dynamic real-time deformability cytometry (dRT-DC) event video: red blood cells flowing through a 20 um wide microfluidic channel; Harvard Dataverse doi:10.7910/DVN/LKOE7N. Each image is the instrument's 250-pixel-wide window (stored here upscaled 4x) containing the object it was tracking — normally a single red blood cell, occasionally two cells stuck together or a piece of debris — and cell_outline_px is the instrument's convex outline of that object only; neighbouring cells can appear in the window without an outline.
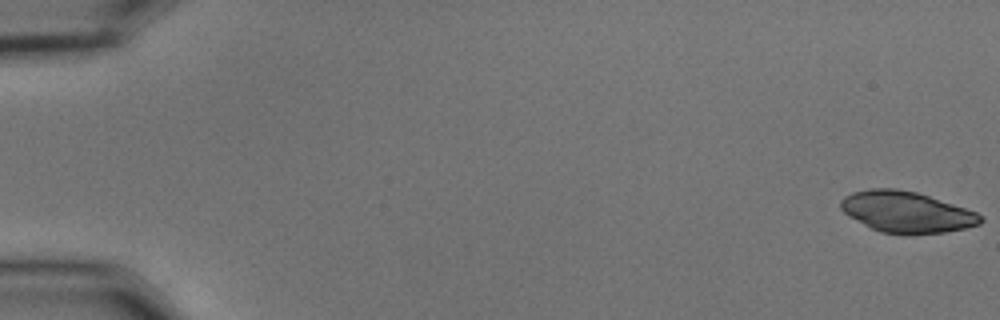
{"species": "common noctule bat (a hibernating species)", "species_latin": "Nyctalus noctula", "temperature_condition": "cold", "stored_images_in_passage": 55, "camera_frame_rate_fps": 3000, "um_per_image_px": 0.085, "animal": {"sex": "male", "body_mass_g": 15.6}, "frame": {"image": 1, "passage_image": 1, "time_ms": 0.0, "image_size_px": [1000, 320], "cell_outline_px": [[984, 220], [980, 224], [964, 228], [944, 232], [908, 236], [904, 236], [880, 232], [848, 216], [840, 208], [840, 200], [844, 196], [852, 192], [868, 188], [896, 188], [916, 192], [976, 212], [984, 216]], "centroid_in_image_um": [77.03, 18.04], "position_along_channel_um": 8.0, "area_um2": 33.76}}